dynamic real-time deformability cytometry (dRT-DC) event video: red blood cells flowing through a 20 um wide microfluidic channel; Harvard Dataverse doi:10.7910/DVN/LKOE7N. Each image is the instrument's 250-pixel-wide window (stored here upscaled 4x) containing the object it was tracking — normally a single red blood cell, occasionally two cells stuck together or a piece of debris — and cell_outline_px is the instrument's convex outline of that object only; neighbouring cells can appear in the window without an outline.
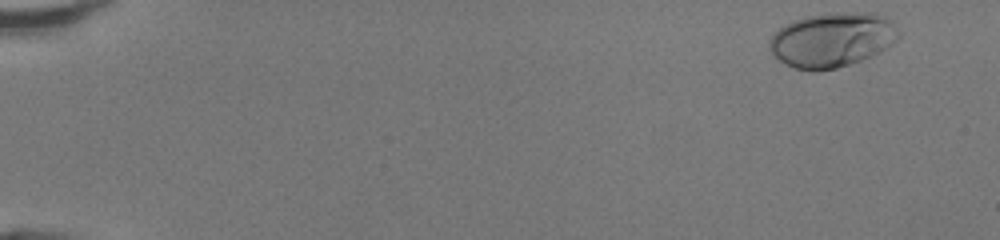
{"species": "human", "species_latin": "Homo sapiens", "temperature_condition": "room temperature", "stored_images_in_passage": 47, "camera_frame_rate_fps": 3000, "um_per_image_px": 0.085, "donor": {"sex": "female"}, "frame": {"image": 1, "passage_image": 1, "time_ms": 0.0, "image_size_px": [1000, 240], "cell_outline_px": [[900, 36], [892, 44], [880, 52], [860, 60], [836, 68], [816, 72], [812, 72], [792, 68], [780, 60], [768, 48], [768, 40], [772, 32], [784, 24], [792, 20], [804, 16], [836, 12], [872, 12], [884, 16], [892, 20], [900, 32]], "centroid_in_image_um": [70.71, 3.37], "position_along_channel_um": 14.3, "area_um2": 41.79}}
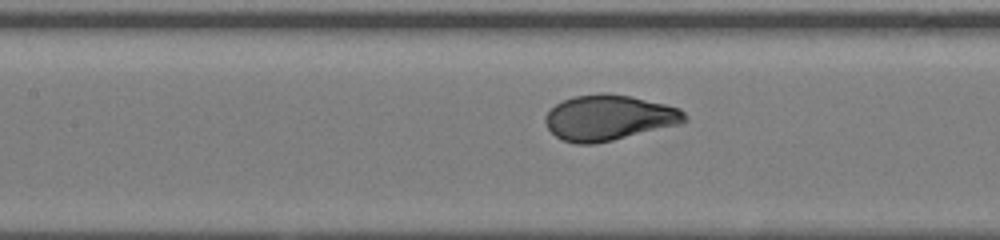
{"frame": {"image": 2, "passage_image": 22, "time_ms": 7.0, "image_size_px": [1000, 240], "cell_outline_px": [[688, 120], [676, 124], [612, 140], [592, 144], [576, 144], [564, 140], [556, 136], [548, 128], [544, 120], [544, 116], [556, 104], [572, 96], [600, 92], [604, 92], [632, 96], [680, 108], [688, 116]], "centroid_in_image_um": [51.72, 9.98], "position_along_channel_um": 155.7, "area_um2": 36.65}}
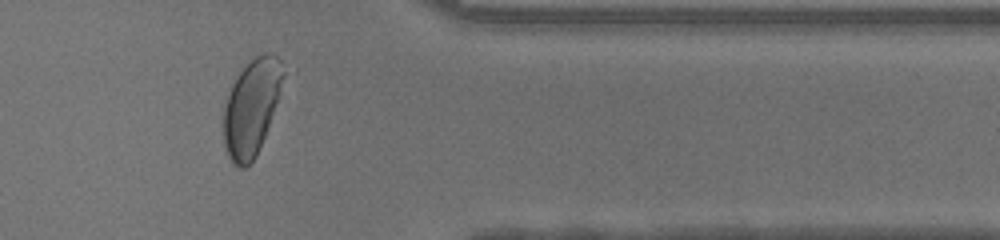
{"frame": {"image": 3, "passage_image": 39, "time_ms": 12.667, "image_size_px": [1000, 240], "cell_outline_px": [[296, 72], [256, 156], [244, 168], [240, 168], [232, 164], [228, 156], [224, 144], [224, 108], [228, 92], [236, 76], [256, 56], [264, 52], [272, 52], [296, 68]], "centroid_in_image_um": [21.62, 8.96], "position_along_channel_um": 389.8, "area_um2": 36.59}, "authors_computed_cell_mechanics": {"area_um2": 36.5874, "velocity_mm_per_s": 4.293, "shape_relaxation_time_tau1_ms": 2.091, "shape_relaxation_time_tau2_ms": null, "deformation_change_tau1": 0.1722, "deformation_change_tau2": null}}